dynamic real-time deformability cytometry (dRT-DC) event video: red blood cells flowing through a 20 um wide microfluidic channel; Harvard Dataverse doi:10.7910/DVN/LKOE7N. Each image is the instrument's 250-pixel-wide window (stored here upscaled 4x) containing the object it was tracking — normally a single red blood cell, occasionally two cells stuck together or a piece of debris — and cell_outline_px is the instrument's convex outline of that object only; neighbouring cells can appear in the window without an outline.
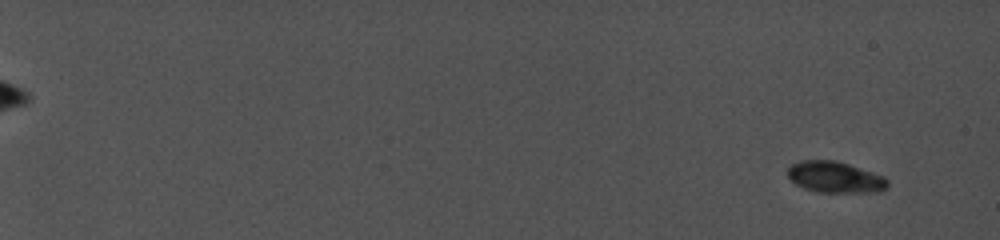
{"species": "common noctule bat (a hibernating species)", "species_latin": "Nyctalus noctula", "temperature_condition": "cold", "stored_images_in_passage": 48, "camera_frame_rate_fps": 5000, "um_per_image_px": 0.085, "animal": {"sex": "female", "body_mass_g": 19.0, "forearm_length_mm": 56.7}, "frame": {"image": 1, "passage_image": 5, "time_ms": 1.8, "image_size_px": [1000, 240], "cell_outline_px": [[888, 184], [884, 188], [848, 192], [820, 192], [804, 188], [796, 184], [788, 176], [788, 168], [796, 164], [812, 160], [828, 160], [844, 164], [876, 176], [884, 180]], "centroid_in_image_um": [70.8, 15.07], "position_along_channel_um": 14.2, "area_um2": 16.36}}
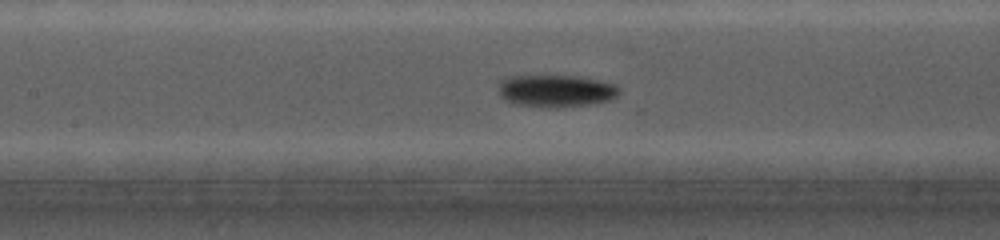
{"frame": {"image": 2, "passage_image": 31, "time_ms": 12.6, "image_size_px": [1000, 240], "cell_outline_px": [[620, 92], [616, 96], [608, 100], [588, 104], [556, 108], [540, 108], [516, 104], [500, 96], [500, 84], [508, 76], [572, 76], [596, 80], [612, 84]], "centroid_in_image_um": [47.21, 7.74], "position_along_channel_um": 160.2, "area_um2": 22.2}}
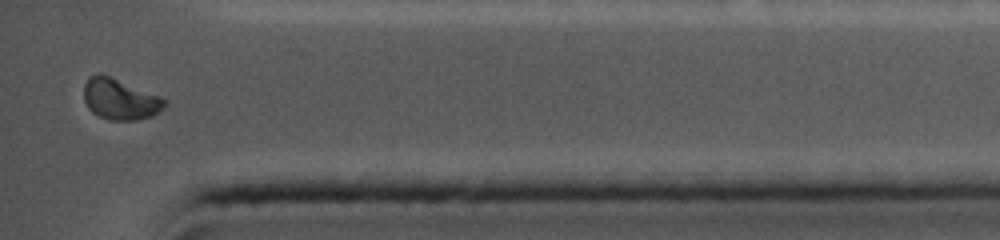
{"frame": {"image": 3, "passage_image": 48, "time_ms": 19.4, "image_size_px": [1000, 240], "cell_outline_px": [[168, 104], [164, 108], [152, 116], [136, 120], [108, 120], [92, 112], [88, 108], [84, 100], [84, 84], [88, 76], [108, 76], [160, 96], [168, 100]], "centroid_in_image_um": [10.23, 8.47], "position_along_channel_um": 425.0, "area_um2": 19.02}, "authors_computed_cell_mechanics": {"area_um2": 18.5538, "velocity_mm_per_s": 3.9003, "shape_relaxation_time_tau1_ms": 1.779, "shape_relaxation_time_tau2_ms": null, "deformation_change_tau1": 0.071, "deformation_change_tau2": null}}